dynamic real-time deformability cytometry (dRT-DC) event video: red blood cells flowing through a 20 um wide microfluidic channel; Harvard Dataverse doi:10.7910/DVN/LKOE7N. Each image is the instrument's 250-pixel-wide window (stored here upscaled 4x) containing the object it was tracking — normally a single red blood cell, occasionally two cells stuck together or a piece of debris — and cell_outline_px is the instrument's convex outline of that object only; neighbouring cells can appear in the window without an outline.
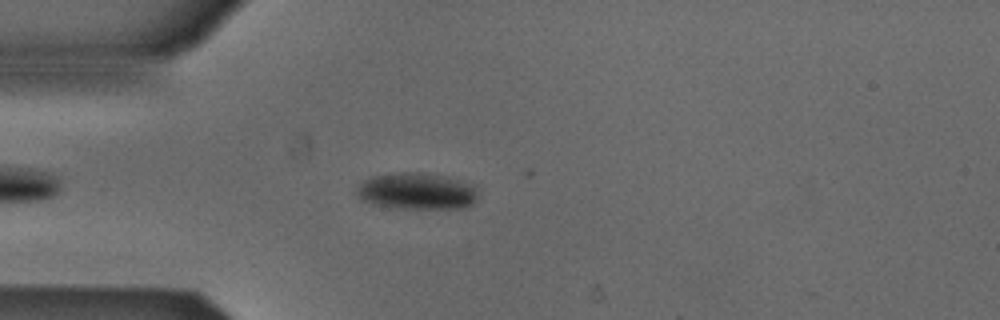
{"species": "Egyptian fruit bat (a non-hibernating species)", "species_latin": "Rousettus aegyptiacus", "temperature_condition": "cold", "stored_images_in_passage": 46, "camera_frame_rate_fps": 3000, "um_per_image_px": 0.085, "animal": {"sex": "male"}, "frame": {"image": 1, "passage_image": 7, "time_ms": 2.0, "image_size_px": [1000, 320], "cell_outline_px": [[480, 196], [468, 208], [396, 208], [376, 204], [360, 200], [356, 192], [360, 184], [364, 180], [372, 176], [400, 172], [424, 172], [448, 176], [476, 184], [480, 188]], "centroid_in_image_um": [35.55, 16.23], "position_along_channel_um": 49.5, "area_um2": 26.53}}
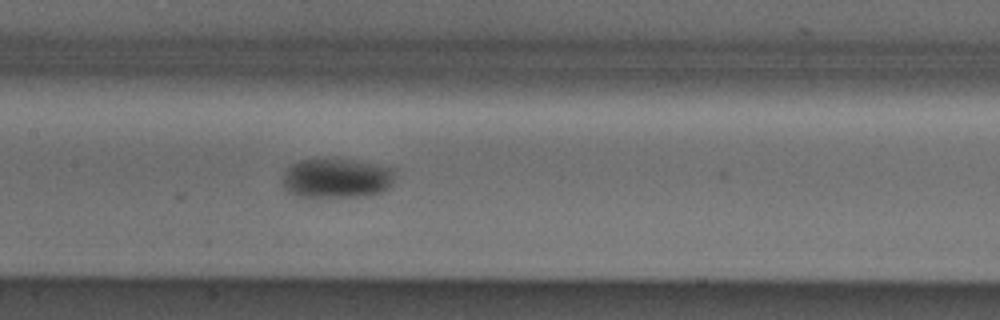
{"frame": {"image": 2, "passage_image": 18, "time_ms": 5.667, "image_size_px": [1000, 320], "cell_outline_px": [[396, 172], [392, 188], [368, 196], [296, 196], [284, 188], [284, 172], [292, 164], [300, 160], [356, 160], [396, 168]], "centroid_in_image_um": [28.71, 15.15], "position_along_channel_um": 178.7, "area_um2": 25.89}}
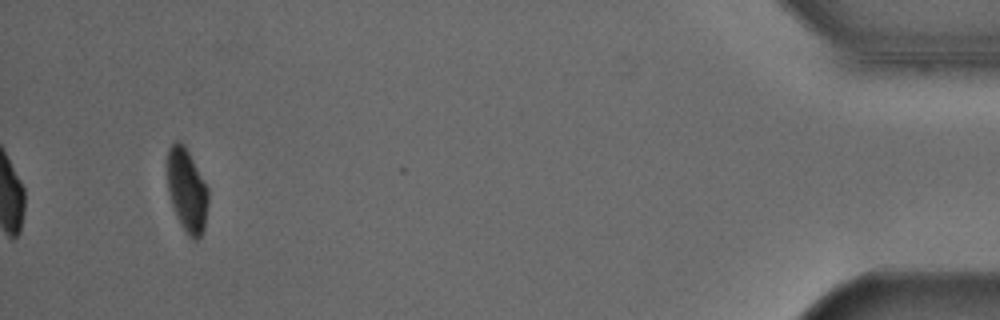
{"frame": {"image": 3, "passage_image": 43, "time_ms": 14.0, "image_size_px": [1000, 320], "cell_outline_px": [[208, 204], [204, 228], [200, 236], [196, 240], [192, 240], [188, 236], [180, 224], [176, 216], [168, 192], [168, 148], [176, 140], [180, 140], [184, 144], [208, 188]], "centroid_in_image_um": [15.89, 16.2], "position_along_channel_um": 419.3, "area_um2": 19.83}, "authors_computed_cell_mechanics": {"area_um2": 24.4205, "velocity_mm_per_s": 3.8478, "shape_relaxation_time_tau1_ms": 2.2392, "shape_relaxation_time_tau2_ms": null, "deformation_change_tau1": 0.0969, "deformation_change_tau2": null}}